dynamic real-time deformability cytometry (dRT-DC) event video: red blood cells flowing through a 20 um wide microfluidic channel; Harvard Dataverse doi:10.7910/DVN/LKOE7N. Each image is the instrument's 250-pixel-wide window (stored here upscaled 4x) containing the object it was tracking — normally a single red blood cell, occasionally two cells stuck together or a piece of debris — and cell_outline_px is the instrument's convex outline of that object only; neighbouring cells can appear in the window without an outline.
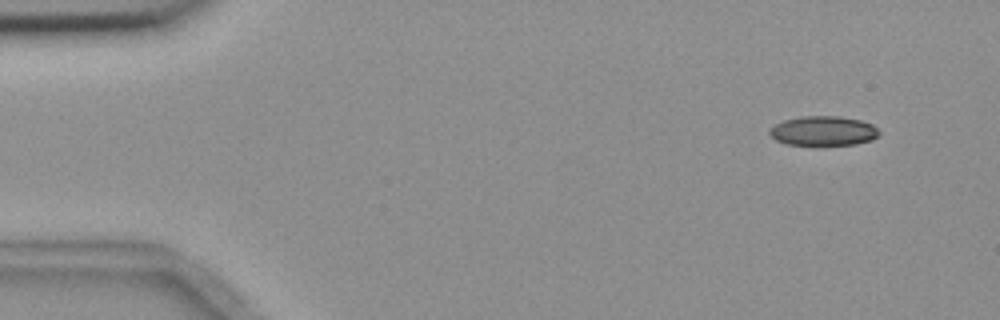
{"species": "common noctule bat (a hibernating species)", "species_latin": "Nyctalus noctula", "temperature_condition": "room temperature", "stored_images_in_passage": 5, "segment_of_instrument_passage": [2, 2], "camera_frame_rate_fps": 3000, "um_per_image_px": 0.085, "animal": {"sex": "female", "body_mass_g": 18.4}, "frame": {"image": 1, "passage_image": 5, "time_ms": 5.667, "image_size_px": [1000, 320], "cell_outline_px": [[880, 132], [872, 140], [856, 144], [788, 144], [776, 140], [768, 132], [768, 128], [784, 120], [800, 116], [840, 116], [860, 120], [872, 124]], "centroid_in_image_um": [69.97, 11.11], "position_along_channel_um": 15.0, "area_um2": 18.67}}